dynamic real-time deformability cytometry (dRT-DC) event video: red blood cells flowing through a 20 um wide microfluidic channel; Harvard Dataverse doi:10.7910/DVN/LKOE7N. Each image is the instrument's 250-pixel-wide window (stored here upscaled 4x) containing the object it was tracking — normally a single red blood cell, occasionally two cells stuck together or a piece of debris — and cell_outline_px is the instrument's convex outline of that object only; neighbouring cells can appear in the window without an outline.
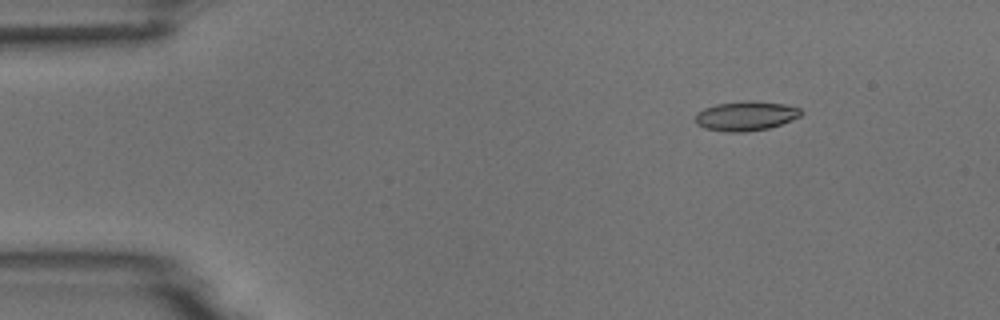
{"species": "common noctule bat (a hibernating species)", "species_latin": "Nyctalus noctula", "temperature_condition": "room temperature", "stored_images_in_passage": 5, "camera_frame_rate_fps": 3000, "um_per_image_px": 0.085, "animal": {"sex": "male", "body_mass_g": 18.8}, "frame": {"image": 1, "passage_image": 3, "time_ms": 2.0, "image_size_px": [1000, 320], "cell_outline_px": [[804, 112], [800, 116], [780, 124], [768, 128], [744, 132], [724, 132], [704, 128], [696, 124], [696, 112], [704, 108], [716, 104], [748, 100], [752, 100], [784, 104], [800, 108]], "centroid_in_image_um": [63.37, 9.85], "position_along_channel_um": 21.6, "area_um2": 18.21}}